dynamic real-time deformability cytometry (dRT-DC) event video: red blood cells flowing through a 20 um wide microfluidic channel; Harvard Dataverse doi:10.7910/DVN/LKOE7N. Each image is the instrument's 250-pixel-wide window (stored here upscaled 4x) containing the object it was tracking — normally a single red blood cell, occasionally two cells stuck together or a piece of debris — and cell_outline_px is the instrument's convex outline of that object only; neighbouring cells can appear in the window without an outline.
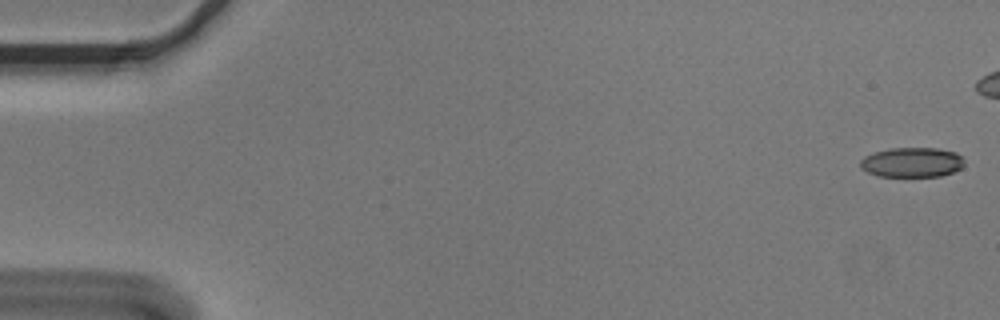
{"species": "Egyptian fruit bat (a non-hibernating species)", "species_latin": "Rousettus aegyptiacus", "temperature_condition": "cold", "stored_images_in_passage": 6, "camera_frame_rate_fps": 3000, "um_per_image_px": 0.085, "animal": {"sex": "male"}, "frame": {"image": 1, "passage_image": 1, "time_ms": 0.0, "image_size_px": [1000, 320], "cell_outline_px": [[964, 164], [960, 168], [952, 172], [940, 176], [880, 176], [868, 172], [860, 168], [860, 160], [864, 156], [872, 152], [892, 148], [936, 148], [956, 152], [964, 160]], "centroid_in_image_um": [77.49, 13.79], "position_along_channel_um": 7.5, "area_um2": 18.03}}
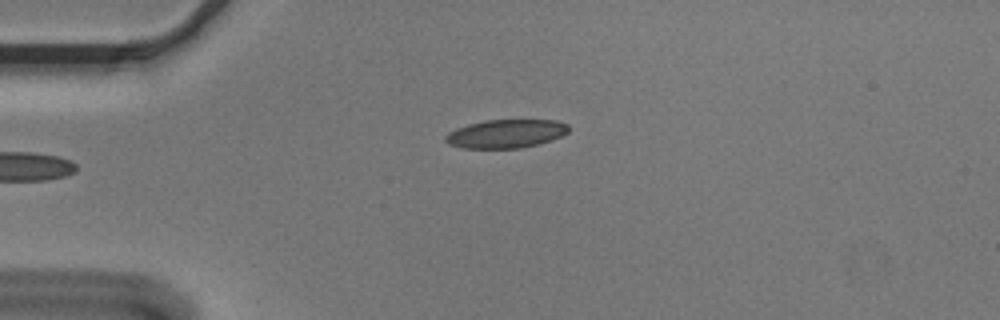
{"frame": {"image": 2, "passage_image": 6, "time_ms": 1.667, "image_size_px": [1000, 320], "cell_outline_px": [[568, 132], [560, 136], [536, 144], [520, 148], [460, 148], [448, 144], [444, 140], [444, 136], [448, 132], [456, 128], [468, 124], [484, 120], [556, 120], [568, 124]], "centroid_in_image_um": [42.94, 11.36], "position_along_channel_um": 42.1, "area_um2": 20.4}}